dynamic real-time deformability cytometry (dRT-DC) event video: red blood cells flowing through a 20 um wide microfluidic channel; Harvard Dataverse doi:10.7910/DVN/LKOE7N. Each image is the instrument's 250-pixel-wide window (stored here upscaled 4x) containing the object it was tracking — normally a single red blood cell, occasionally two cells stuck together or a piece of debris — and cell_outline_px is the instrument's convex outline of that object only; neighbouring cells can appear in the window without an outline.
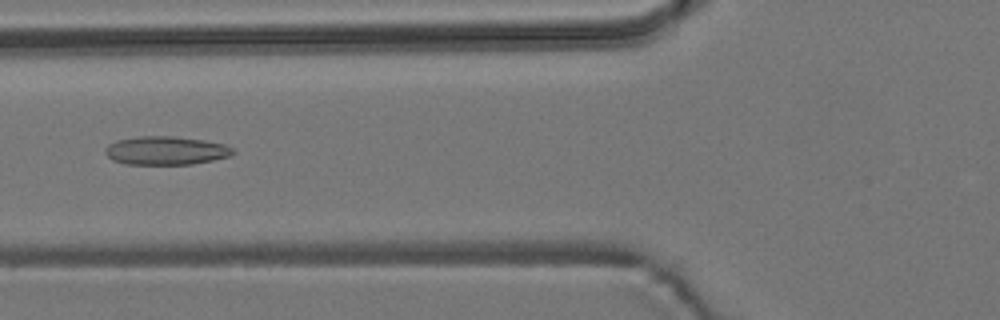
{"species": "common noctule bat (a hibernating species)", "species_latin": "Nyctalus noctula", "temperature_condition": "room temperature", "stored_images_in_passage": 6, "camera_frame_rate_fps": 3000, "um_per_image_px": 0.085, "animal": {"sex": "male", "body_mass_g": 19.2, "forearm_length_mm": 51.8}, "frame": {"image": 1, "passage_image": 6, "time_ms": 6.0, "image_size_px": [1000, 320], "cell_outline_px": [[236, 152], [228, 156], [212, 160], [192, 164], [124, 164], [112, 160], [104, 152], [104, 148], [108, 144], [116, 140], [136, 136], [172, 136], [204, 140], [224, 144], [232, 148]], "centroid_in_image_um": [14.05, 12.79], "position_along_channel_um": 111.8, "area_um2": 21.27}}